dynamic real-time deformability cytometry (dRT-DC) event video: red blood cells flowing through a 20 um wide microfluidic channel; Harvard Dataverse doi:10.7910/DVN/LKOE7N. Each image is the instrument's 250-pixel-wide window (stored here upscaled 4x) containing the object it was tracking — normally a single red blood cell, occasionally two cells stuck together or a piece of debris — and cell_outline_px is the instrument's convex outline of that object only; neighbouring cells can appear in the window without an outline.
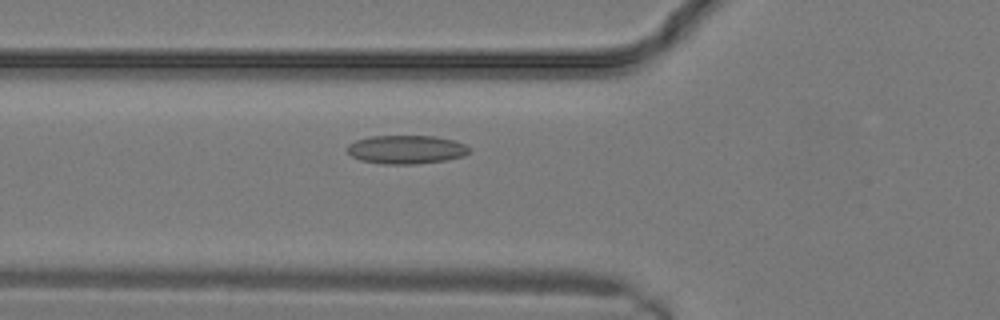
{"species": "common noctule bat (a hibernating species)", "species_latin": "Nyctalus noctula", "temperature_condition": "warm", "stored_images_in_passage": 16, "camera_frame_rate_fps": 3000, "um_per_image_px": 0.085, "animal": {"sex": "male", "body_mass_g": 19.2, "forearm_length_mm": 51.8}, "frame": {"image": 1, "passage_image": 8, "time_ms": 2.333, "image_size_px": [1000, 320], "cell_outline_px": [[472, 152], [464, 156], [444, 160], [416, 164], [384, 164], [360, 160], [352, 156], [348, 152], [348, 144], [356, 140], [372, 136], [436, 136], [456, 140], [472, 148]], "centroid_in_image_um": [34.59, 12.7], "position_along_channel_um": 91.2, "area_um2": 20.46}}
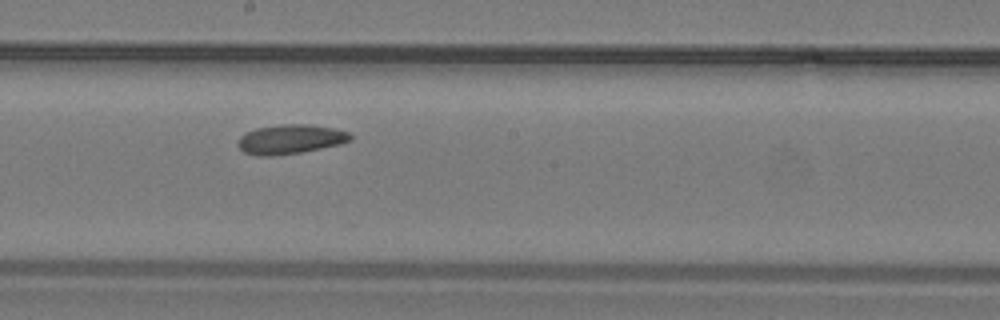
{"frame": {"image": 2, "passage_image": 13, "time_ms": 4.0, "image_size_px": [1000, 320], "cell_outline_px": [[352, 140], [340, 144], [300, 152], [272, 156], [260, 156], [244, 152], [236, 144], [240, 136], [244, 132], [256, 128], [280, 124], [308, 124], [336, 128], [348, 132], [352, 136]], "centroid_in_image_um": [24.66, 11.82], "position_along_channel_um": 223.5, "area_um2": 19.36}}
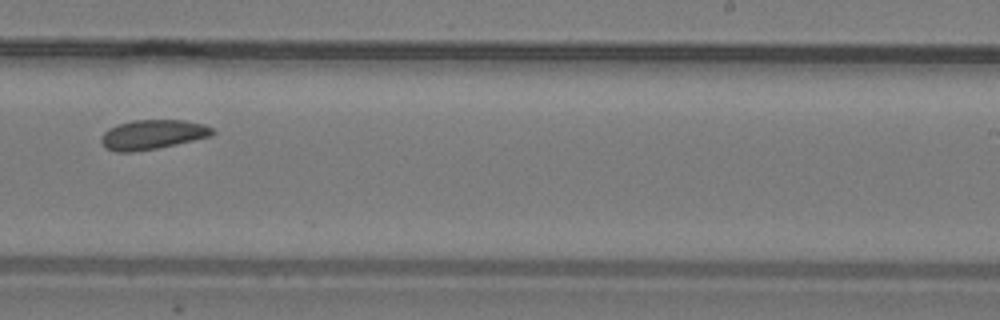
{"frame": {"image": 3, "passage_image": 15, "time_ms": 4.667, "image_size_px": [1000, 320], "cell_outline_px": [[216, 132], [212, 136], [156, 148], [132, 152], [116, 152], [108, 148], [100, 140], [100, 136], [108, 128], [116, 124], [132, 120], [184, 120], [204, 124], [212, 128]], "centroid_in_image_um": [12.96, 11.42], "position_along_channel_um": 276.0, "area_um2": 19.13}}